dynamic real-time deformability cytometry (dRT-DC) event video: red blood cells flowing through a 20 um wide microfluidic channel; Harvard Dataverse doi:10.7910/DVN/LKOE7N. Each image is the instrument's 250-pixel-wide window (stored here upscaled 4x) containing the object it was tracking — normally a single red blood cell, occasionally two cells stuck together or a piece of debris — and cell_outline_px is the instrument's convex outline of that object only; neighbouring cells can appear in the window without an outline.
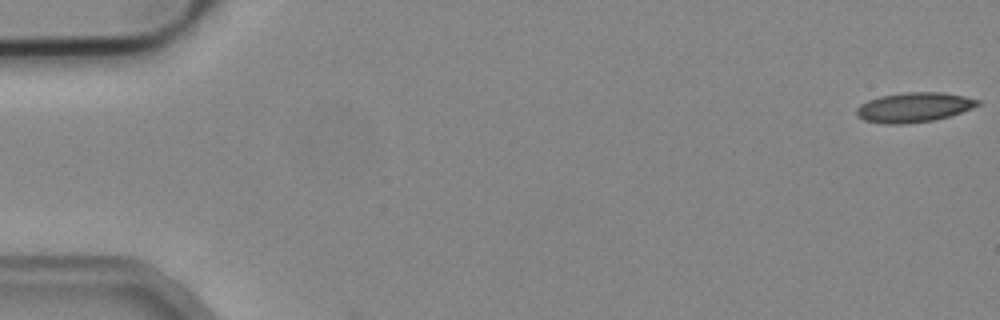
{"species": "common noctule bat (a hibernating species)", "species_latin": "Nyctalus noctula", "temperature_condition": "cold", "stored_images_in_passage": 7, "camera_frame_rate_fps": 3000, "um_per_image_px": 0.085, "animal": {"sex": "male", "body_mass_g": 19.2, "forearm_length_mm": 51.8}, "frame": {"image": 1, "passage_image": 1, "time_ms": 0.0, "image_size_px": [1000, 320], "cell_outline_px": [[980, 104], [972, 108], [948, 116], [932, 120], [904, 124], [884, 124], [864, 120], [856, 116], [856, 108], [860, 104], [868, 100], [880, 96], [908, 92], [944, 92], [964, 96], [980, 100]], "centroid_in_image_um": [77.65, 9.12], "position_along_channel_um": 7.3, "area_um2": 20.92}}
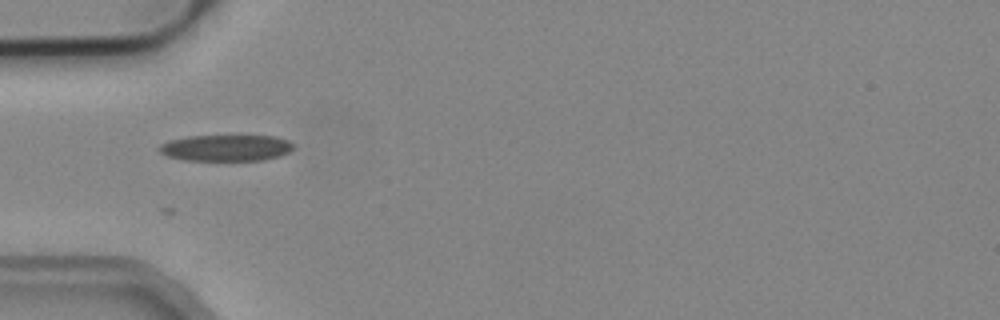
{"frame": {"image": 2, "passage_image": 5, "time_ms": 1.333, "image_size_px": [1000, 320], "cell_outline_px": [[292, 148], [288, 152], [280, 156], [264, 160], [184, 160], [168, 156], [160, 152], [156, 148], [160, 144], [168, 140], [188, 136], [276, 136], [288, 140], [292, 144]], "centroid_in_image_um": [19.17, 12.57], "position_along_channel_um": 65.8, "area_um2": 20.58}}